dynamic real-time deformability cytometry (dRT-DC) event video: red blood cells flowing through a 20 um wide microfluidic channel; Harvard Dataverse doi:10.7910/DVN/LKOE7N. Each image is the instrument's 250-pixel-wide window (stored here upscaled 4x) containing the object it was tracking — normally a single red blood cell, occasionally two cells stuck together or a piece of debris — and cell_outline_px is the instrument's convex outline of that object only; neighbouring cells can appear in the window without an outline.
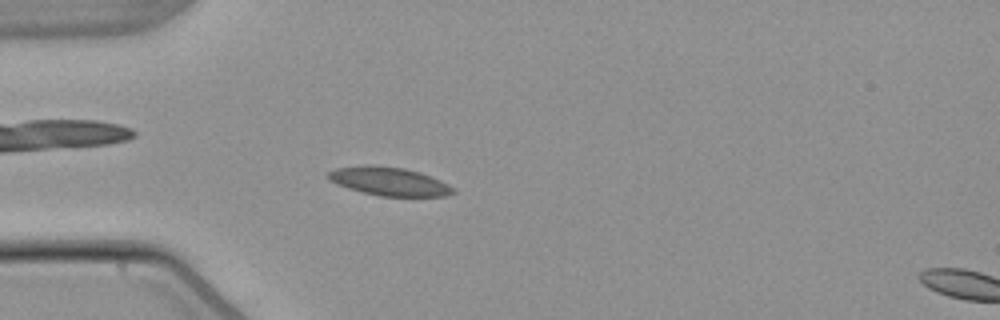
{"species": "common noctule bat (a hibernating species)", "species_latin": "Nyctalus noctula", "temperature_condition": "warm", "stored_images_in_passage": 4, "segment_of_instrument_passage": [1, 2], "camera_frame_rate_fps": 3000, "um_per_image_px": 0.085, "animal": {"sex": "male", "body_mass_g": 21.5, "forearm_length_mm": 52.0}, "frame": {"image": 1, "passage_image": 3, "time_ms": 2.333, "image_size_px": [1000, 320], "cell_outline_px": [[456, 192], [448, 196], [380, 196], [348, 188], [336, 184], [328, 180], [324, 176], [328, 172], [336, 168], [404, 168], [420, 172], [440, 180], [456, 188]], "centroid_in_image_um": [33.15, 15.47], "position_along_channel_um": 51.9, "area_um2": 19.94}}